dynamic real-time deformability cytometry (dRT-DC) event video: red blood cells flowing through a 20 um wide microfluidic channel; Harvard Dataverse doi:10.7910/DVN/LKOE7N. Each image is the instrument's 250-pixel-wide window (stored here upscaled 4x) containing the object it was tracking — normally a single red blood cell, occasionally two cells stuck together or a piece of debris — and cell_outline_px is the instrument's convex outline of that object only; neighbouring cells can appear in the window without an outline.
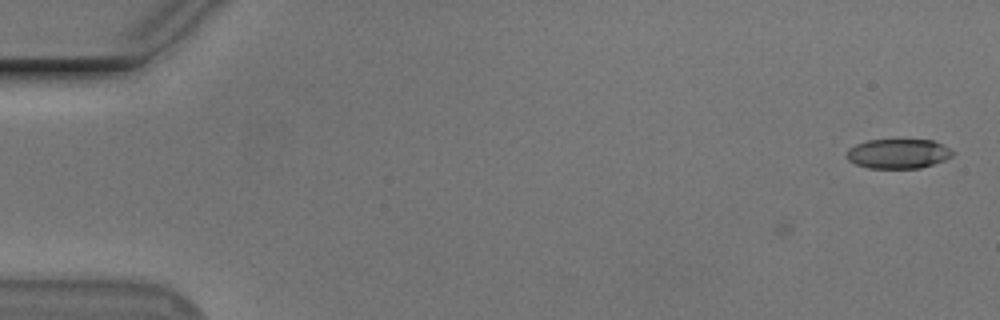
{"species": "Egyptian fruit bat (a non-hibernating species)", "species_latin": "Rousettus aegyptiacus", "temperature_condition": "cold", "stored_images_in_passage": 6, "camera_frame_rate_fps": 3000, "um_per_image_px": 0.085, "animal": {"sex": "male"}, "frame": {"image": 1, "passage_image": 6, "time_ms": 1.667, "image_size_px": [1000, 320], "cell_outline_px": [[956, 152], [952, 156], [944, 160], [920, 168], [868, 168], [856, 164], [848, 160], [848, 148], [856, 144], [868, 140], [932, 140]], "centroid_in_image_um": [76.34, 13.06], "position_along_channel_um": 8.7, "area_um2": 18.09}}